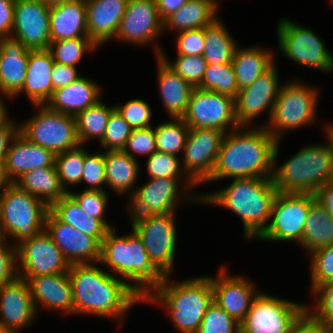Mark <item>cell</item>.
<instances>
[{
  "instance_id": "1",
  "label": "cell",
  "mask_w": 333,
  "mask_h": 333,
  "mask_svg": "<svg viewBox=\"0 0 333 333\" xmlns=\"http://www.w3.org/2000/svg\"><path fill=\"white\" fill-rule=\"evenodd\" d=\"M100 267L99 263L70 266L73 315L115 318L121 330L125 315L131 307L144 303V298L123 279Z\"/></svg>"
},
{
  "instance_id": "2",
  "label": "cell",
  "mask_w": 333,
  "mask_h": 333,
  "mask_svg": "<svg viewBox=\"0 0 333 333\" xmlns=\"http://www.w3.org/2000/svg\"><path fill=\"white\" fill-rule=\"evenodd\" d=\"M255 125L225 134L215 168L204 184L228 178H272L277 141L264 126Z\"/></svg>"
},
{
  "instance_id": "3",
  "label": "cell",
  "mask_w": 333,
  "mask_h": 333,
  "mask_svg": "<svg viewBox=\"0 0 333 333\" xmlns=\"http://www.w3.org/2000/svg\"><path fill=\"white\" fill-rule=\"evenodd\" d=\"M277 193L272 178H232L227 187L200 193V203L235 213L243 223L245 240H256L269 223Z\"/></svg>"
},
{
  "instance_id": "4",
  "label": "cell",
  "mask_w": 333,
  "mask_h": 333,
  "mask_svg": "<svg viewBox=\"0 0 333 333\" xmlns=\"http://www.w3.org/2000/svg\"><path fill=\"white\" fill-rule=\"evenodd\" d=\"M175 281L171 276H165L144 298V303L165 309L179 333H196L213 302L210 275Z\"/></svg>"
},
{
  "instance_id": "5",
  "label": "cell",
  "mask_w": 333,
  "mask_h": 333,
  "mask_svg": "<svg viewBox=\"0 0 333 333\" xmlns=\"http://www.w3.org/2000/svg\"><path fill=\"white\" fill-rule=\"evenodd\" d=\"M114 229H109L101 242L98 263L145 298L165 276L154 266L141 238L133 229L121 236Z\"/></svg>"
},
{
  "instance_id": "6",
  "label": "cell",
  "mask_w": 333,
  "mask_h": 333,
  "mask_svg": "<svg viewBox=\"0 0 333 333\" xmlns=\"http://www.w3.org/2000/svg\"><path fill=\"white\" fill-rule=\"evenodd\" d=\"M281 141L274 150L272 180L277 192L315 194L333 180V148L327 142L304 145L282 164L277 163ZM279 164V165H278Z\"/></svg>"
},
{
  "instance_id": "7",
  "label": "cell",
  "mask_w": 333,
  "mask_h": 333,
  "mask_svg": "<svg viewBox=\"0 0 333 333\" xmlns=\"http://www.w3.org/2000/svg\"><path fill=\"white\" fill-rule=\"evenodd\" d=\"M291 81L280 86L268 123L259 125L264 126L276 141H282L290 130L313 126L318 120L319 88L304 84L300 79Z\"/></svg>"
},
{
  "instance_id": "8",
  "label": "cell",
  "mask_w": 333,
  "mask_h": 333,
  "mask_svg": "<svg viewBox=\"0 0 333 333\" xmlns=\"http://www.w3.org/2000/svg\"><path fill=\"white\" fill-rule=\"evenodd\" d=\"M48 211L42 200L12 183L0 195V237L17 246L36 236L45 230Z\"/></svg>"
},
{
  "instance_id": "9",
  "label": "cell",
  "mask_w": 333,
  "mask_h": 333,
  "mask_svg": "<svg viewBox=\"0 0 333 333\" xmlns=\"http://www.w3.org/2000/svg\"><path fill=\"white\" fill-rule=\"evenodd\" d=\"M195 186L190 179L150 178L144 184H138L128 198L129 203L126 205L128 217L177 212L182 201L186 204L187 202L201 204L200 194L196 192L191 194Z\"/></svg>"
},
{
  "instance_id": "10",
  "label": "cell",
  "mask_w": 333,
  "mask_h": 333,
  "mask_svg": "<svg viewBox=\"0 0 333 333\" xmlns=\"http://www.w3.org/2000/svg\"><path fill=\"white\" fill-rule=\"evenodd\" d=\"M278 50L290 61L321 72L333 71V54L309 27L282 18L277 25Z\"/></svg>"
},
{
  "instance_id": "11",
  "label": "cell",
  "mask_w": 333,
  "mask_h": 333,
  "mask_svg": "<svg viewBox=\"0 0 333 333\" xmlns=\"http://www.w3.org/2000/svg\"><path fill=\"white\" fill-rule=\"evenodd\" d=\"M176 214L129 217L131 229L139 235L150 260L164 276L173 273L178 245Z\"/></svg>"
},
{
  "instance_id": "12",
  "label": "cell",
  "mask_w": 333,
  "mask_h": 333,
  "mask_svg": "<svg viewBox=\"0 0 333 333\" xmlns=\"http://www.w3.org/2000/svg\"><path fill=\"white\" fill-rule=\"evenodd\" d=\"M37 108L30 119L19 123V132L29 141L55 155L80 145L75 116L49 109L46 105H32Z\"/></svg>"
},
{
  "instance_id": "13",
  "label": "cell",
  "mask_w": 333,
  "mask_h": 333,
  "mask_svg": "<svg viewBox=\"0 0 333 333\" xmlns=\"http://www.w3.org/2000/svg\"><path fill=\"white\" fill-rule=\"evenodd\" d=\"M306 313V304L259 291L240 322V333H290Z\"/></svg>"
},
{
  "instance_id": "14",
  "label": "cell",
  "mask_w": 333,
  "mask_h": 333,
  "mask_svg": "<svg viewBox=\"0 0 333 333\" xmlns=\"http://www.w3.org/2000/svg\"><path fill=\"white\" fill-rule=\"evenodd\" d=\"M316 199V195L311 193L278 192L269 223L256 240L276 243L291 241L300 245L310 206Z\"/></svg>"
},
{
  "instance_id": "15",
  "label": "cell",
  "mask_w": 333,
  "mask_h": 333,
  "mask_svg": "<svg viewBox=\"0 0 333 333\" xmlns=\"http://www.w3.org/2000/svg\"><path fill=\"white\" fill-rule=\"evenodd\" d=\"M163 33L164 21L159 16L155 0H128L114 39L139 47L152 43L157 57L163 49L156 39Z\"/></svg>"
},
{
  "instance_id": "16",
  "label": "cell",
  "mask_w": 333,
  "mask_h": 333,
  "mask_svg": "<svg viewBox=\"0 0 333 333\" xmlns=\"http://www.w3.org/2000/svg\"><path fill=\"white\" fill-rule=\"evenodd\" d=\"M182 119L190 129L214 128L227 133L240 127L234 98L200 88L192 90Z\"/></svg>"
},
{
  "instance_id": "17",
  "label": "cell",
  "mask_w": 333,
  "mask_h": 333,
  "mask_svg": "<svg viewBox=\"0 0 333 333\" xmlns=\"http://www.w3.org/2000/svg\"><path fill=\"white\" fill-rule=\"evenodd\" d=\"M17 272L24 280L30 277L68 272L70 264L44 230L16 246Z\"/></svg>"
},
{
  "instance_id": "18",
  "label": "cell",
  "mask_w": 333,
  "mask_h": 333,
  "mask_svg": "<svg viewBox=\"0 0 333 333\" xmlns=\"http://www.w3.org/2000/svg\"><path fill=\"white\" fill-rule=\"evenodd\" d=\"M225 132L214 128L190 129L182 153V169L197 186L211 177Z\"/></svg>"
},
{
  "instance_id": "19",
  "label": "cell",
  "mask_w": 333,
  "mask_h": 333,
  "mask_svg": "<svg viewBox=\"0 0 333 333\" xmlns=\"http://www.w3.org/2000/svg\"><path fill=\"white\" fill-rule=\"evenodd\" d=\"M278 68L275 63L252 84L238 91L235 116L239 126L252 127L255 119L265 112H268L269 121L281 86Z\"/></svg>"
},
{
  "instance_id": "20",
  "label": "cell",
  "mask_w": 333,
  "mask_h": 333,
  "mask_svg": "<svg viewBox=\"0 0 333 333\" xmlns=\"http://www.w3.org/2000/svg\"><path fill=\"white\" fill-rule=\"evenodd\" d=\"M49 9L42 0H16L11 37L29 50L48 49L51 42Z\"/></svg>"
},
{
  "instance_id": "21",
  "label": "cell",
  "mask_w": 333,
  "mask_h": 333,
  "mask_svg": "<svg viewBox=\"0 0 333 333\" xmlns=\"http://www.w3.org/2000/svg\"><path fill=\"white\" fill-rule=\"evenodd\" d=\"M45 231L70 265L99 262L101 244L94 237L60 221L50 210L45 218Z\"/></svg>"
},
{
  "instance_id": "22",
  "label": "cell",
  "mask_w": 333,
  "mask_h": 333,
  "mask_svg": "<svg viewBox=\"0 0 333 333\" xmlns=\"http://www.w3.org/2000/svg\"><path fill=\"white\" fill-rule=\"evenodd\" d=\"M218 276H211L213 301L231 317L241 322L250 309L253 298L260 290L248 277L230 274L226 265H221Z\"/></svg>"
},
{
  "instance_id": "23",
  "label": "cell",
  "mask_w": 333,
  "mask_h": 333,
  "mask_svg": "<svg viewBox=\"0 0 333 333\" xmlns=\"http://www.w3.org/2000/svg\"><path fill=\"white\" fill-rule=\"evenodd\" d=\"M28 282L17 276L0 287V327L23 333L38 318ZM22 331V332H21Z\"/></svg>"
},
{
  "instance_id": "24",
  "label": "cell",
  "mask_w": 333,
  "mask_h": 333,
  "mask_svg": "<svg viewBox=\"0 0 333 333\" xmlns=\"http://www.w3.org/2000/svg\"><path fill=\"white\" fill-rule=\"evenodd\" d=\"M27 282L37 313L45 308L73 315V293L68 272L34 276Z\"/></svg>"
},
{
  "instance_id": "25",
  "label": "cell",
  "mask_w": 333,
  "mask_h": 333,
  "mask_svg": "<svg viewBox=\"0 0 333 333\" xmlns=\"http://www.w3.org/2000/svg\"><path fill=\"white\" fill-rule=\"evenodd\" d=\"M128 0H85L88 37L98 46L114 40Z\"/></svg>"
},
{
  "instance_id": "26",
  "label": "cell",
  "mask_w": 333,
  "mask_h": 333,
  "mask_svg": "<svg viewBox=\"0 0 333 333\" xmlns=\"http://www.w3.org/2000/svg\"><path fill=\"white\" fill-rule=\"evenodd\" d=\"M29 51L18 39L0 37V96L12 99L22 89Z\"/></svg>"
},
{
  "instance_id": "27",
  "label": "cell",
  "mask_w": 333,
  "mask_h": 333,
  "mask_svg": "<svg viewBox=\"0 0 333 333\" xmlns=\"http://www.w3.org/2000/svg\"><path fill=\"white\" fill-rule=\"evenodd\" d=\"M55 156L52 151L29 141L18 131L4 160L7 176L14 183L27 172L40 167L55 166Z\"/></svg>"
},
{
  "instance_id": "28",
  "label": "cell",
  "mask_w": 333,
  "mask_h": 333,
  "mask_svg": "<svg viewBox=\"0 0 333 333\" xmlns=\"http://www.w3.org/2000/svg\"><path fill=\"white\" fill-rule=\"evenodd\" d=\"M53 64L54 60L48 49L30 50L24 84L11 102L26 94L33 105H45L54 91L51 83Z\"/></svg>"
},
{
  "instance_id": "29",
  "label": "cell",
  "mask_w": 333,
  "mask_h": 333,
  "mask_svg": "<svg viewBox=\"0 0 333 333\" xmlns=\"http://www.w3.org/2000/svg\"><path fill=\"white\" fill-rule=\"evenodd\" d=\"M101 90L96 81L82 76L68 86L54 90L45 105L53 111L76 116L102 99Z\"/></svg>"
},
{
  "instance_id": "30",
  "label": "cell",
  "mask_w": 333,
  "mask_h": 333,
  "mask_svg": "<svg viewBox=\"0 0 333 333\" xmlns=\"http://www.w3.org/2000/svg\"><path fill=\"white\" fill-rule=\"evenodd\" d=\"M85 0H68L50 6L51 42L62 39L88 37Z\"/></svg>"
},
{
  "instance_id": "31",
  "label": "cell",
  "mask_w": 333,
  "mask_h": 333,
  "mask_svg": "<svg viewBox=\"0 0 333 333\" xmlns=\"http://www.w3.org/2000/svg\"><path fill=\"white\" fill-rule=\"evenodd\" d=\"M155 58L158 87L164 109L169 118H182L194 88L168 67L159 56Z\"/></svg>"
},
{
  "instance_id": "32",
  "label": "cell",
  "mask_w": 333,
  "mask_h": 333,
  "mask_svg": "<svg viewBox=\"0 0 333 333\" xmlns=\"http://www.w3.org/2000/svg\"><path fill=\"white\" fill-rule=\"evenodd\" d=\"M250 46H237L231 61L239 90L252 84L276 63L273 49L260 45Z\"/></svg>"
},
{
  "instance_id": "33",
  "label": "cell",
  "mask_w": 333,
  "mask_h": 333,
  "mask_svg": "<svg viewBox=\"0 0 333 333\" xmlns=\"http://www.w3.org/2000/svg\"><path fill=\"white\" fill-rule=\"evenodd\" d=\"M220 4L219 0H188L164 20V33L172 30V34L174 31L178 34L206 27L219 17Z\"/></svg>"
},
{
  "instance_id": "34",
  "label": "cell",
  "mask_w": 333,
  "mask_h": 333,
  "mask_svg": "<svg viewBox=\"0 0 333 333\" xmlns=\"http://www.w3.org/2000/svg\"><path fill=\"white\" fill-rule=\"evenodd\" d=\"M140 164L122 150L105 151L106 187L108 186L117 196L127 194L130 197L141 173Z\"/></svg>"
},
{
  "instance_id": "35",
  "label": "cell",
  "mask_w": 333,
  "mask_h": 333,
  "mask_svg": "<svg viewBox=\"0 0 333 333\" xmlns=\"http://www.w3.org/2000/svg\"><path fill=\"white\" fill-rule=\"evenodd\" d=\"M14 184L42 200L48 207L66 194L61 186L56 166L40 167L27 172Z\"/></svg>"
},
{
  "instance_id": "36",
  "label": "cell",
  "mask_w": 333,
  "mask_h": 333,
  "mask_svg": "<svg viewBox=\"0 0 333 333\" xmlns=\"http://www.w3.org/2000/svg\"><path fill=\"white\" fill-rule=\"evenodd\" d=\"M49 210L60 221L73 226L87 236L94 237L100 244L109 230L100 220L88 216L69 193L54 202Z\"/></svg>"
},
{
  "instance_id": "37",
  "label": "cell",
  "mask_w": 333,
  "mask_h": 333,
  "mask_svg": "<svg viewBox=\"0 0 333 333\" xmlns=\"http://www.w3.org/2000/svg\"><path fill=\"white\" fill-rule=\"evenodd\" d=\"M333 243V219L316 199L310 206L300 246L309 254Z\"/></svg>"
},
{
  "instance_id": "38",
  "label": "cell",
  "mask_w": 333,
  "mask_h": 333,
  "mask_svg": "<svg viewBox=\"0 0 333 333\" xmlns=\"http://www.w3.org/2000/svg\"><path fill=\"white\" fill-rule=\"evenodd\" d=\"M220 19L217 17L204 27L205 46L202 56L207 64L231 63L238 46L237 40H234Z\"/></svg>"
},
{
  "instance_id": "39",
  "label": "cell",
  "mask_w": 333,
  "mask_h": 333,
  "mask_svg": "<svg viewBox=\"0 0 333 333\" xmlns=\"http://www.w3.org/2000/svg\"><path fill=\"white\" fill-rule=\"evenodd\" d=\"M114 109V105L108 106L101 99L75 116L80 145L87 144L96 138L99 142L102 140L108 119Z\"/></svg>"
},
{
  "instance_id": "40",
  "label": "cell",
  "mask_w": 333,
  "mask_h": 333,
  "mask_svg": "<svg viewBox=\"0 0 333 333\" xmlns=\"http://www.w3.org/2000/svg\"><path fill=\"white\" fill-rule=\"evenodd\" d=\"M154 127L156 149L178 156L184 151L190 128L182 118H171Z\"/></svg>"
},
{
  "instance_id": "41",
  "label": "cell",
  "mask_w": 333,
  "mask_h": 333,
  "mask_svg": "<svg viewBox=\"0 0 333 333\" xmlns=\"http://www.w3.org/2000/svg\"><path fill=\"white\" fill-rule=\"evenodd\" d=\"M84 160L85 147L83 145L55 156V166L59 180L66 193H69V187L81 184Z\"/></svg>"
},
{
  "instance_id": "42",
  "label": "cell",
  "mask_w": 333,
  "mask_h": 333,
  "mask_svg": "<svg viewBox=\"0 0 333 333\" xmlns=\"http://www.w3.org/2000/svg\"><path fill=\"white\" fill-rule=\"evenodd\" d=\"M98 48L89 37H78L50 42L48 50L55 63L77 67L86 52Z\"/></svg>"
},
{
  "instance_id": "43",
  "label": "cell",
  "mask_w": 333,
  "mask_h": 333,
  "mask_svg": "<svg viewBox=\"0 0 333 333\" xmlns=\"http://www.w3.org/2000/svg\"><path fill=\"white\" fill-rule=\"evenodd\" d=\"M198 88L225 94L235 99L239 89L232 64H207Z\"/></svg>"
},
{
  "instance_id": "44",
  "label": "cell",
  "mask_w": 333,
  "mask_h": 333,
  "mask_svg": "<svg viewBox=\"0 0 333 333\" xmlns=\"http://www.w3.org/2000/svg\"><path fill=\"white\" fill-rule=\"evenodd\" d=\"M165 55L166 54L162 50L159 57L181 78H183L193 88H198L201 85L207 65V62L202 55H177L174 61L169 60L167 55Z\"/></svg>"
},
{
  "instance_id": "45",
  "label": "cell",
  "mask_w": 333,
  "mask_h": 333,
  "mask_svg": "<svg viewBox=\"0 0 333 333\" xmlns=\"http://www.w3.org/2000/svg\"><path fill=\"white\" fill-rule=\"evenodd\" d=\"M314 304L306 305V313L316 322L333 330V280L318 286L311 293Z\"/></svg>"
},
{
  "instance_id": "46",
  "label": "cell",
  "mask_w": 333,
  "mask_h": 333,
  "mask_svg": "<svg viewBox=\"0 0 333 333\" xmlns=\"http://www.w3.org/2000/svg\"><path fill=\"white\" fill-rule=\"evenodd\" d=\"M109 191L81 190L80 192L69 191L82 210L90 217L100 220L108 229L114 228L105 220L109 206Z\"/></svg>"
},
{
  "instance_id": "47",
  "label": "cell",
  "mask_w": 333,
  "mask_h": 333,
  "mask_svg": "<svg viewBox=\"0 0 333 333\" xmlns=\"http://www.w3.org/2000/svg\"><path fill=\"white\" fill-rule=\"evenodd\" d=\"M146 171L149 178H183L189 179L184 173L179 156L155 151L145 158Z\"/></svg>"
},
{
  "instance_id": "48",
  "label": "cell",
  "mask_w": 333,
  "mask_h": 333,
  "mask_svg": "<svg viewBox=\"0 0 333 333\" xmlns=\"http://www.w3.org/2000/svg\"><path fill=\"white\" fill-rule=\"evenodd\" d=\"M196 333H240V322L213 301Z\"/></svg>"
},
{
  "instance_id": "49",
  "label": "cell",
  "mask_w": 333,
  "mask_h": 333,
  "mask_svg": "<svg viewBox=\"0 0 333 333\" xmlns=\"http://www.w3.org/2000/svg\"><path fill=\"white\" fill-rule=\"evenodd\" d=\"M132 127L123 119V117L114 109L108 119L104 136L99 142L103 151L122 150L132 133Z\"/></svg>"
},
{
  "instance_id": "50",
  "label": "cell",
  "mask_w": 333,
  "mask_h": 333,
  "mask_svg": "<svg viewBox=\"0 0 333 333\" xmlns=\"http://www.w3.org/2000/svg\"><path fill=\"white\" fill-rule=\"evenodd\" d=\"M310 292L333 280V243L310 253Z\"/></svg>"
},
{
  "instance_id": "51",
  "label": "cell",
  "mask_w": 333,
  "mask_h": 333,
  "mask_svg": "<svg viewBox=\"0 0 333 333\" xmlns=\"http://www.w3.org/2000/svg\"><path fill=\"white\" fill-rule=\"evenodd\" d=\"M82 182L88 186L84 190H103L107 191L103 185H106L105 176V151L90 153L85 148V160L83 166Z\"/></svg>"
},
{
  "instance_id": "52",
  "label": "cell",
  "mask_w": 333,
  "mask_h": 333,
  "mask_svg": "<svg viewBox=\"0 0 333 333\" xmlns=\"http://www.w3.org/2000/svg\"><path fill=\"white\" fill-rule=\"evenodd\" d=\"M115 109L132 129L147 128L152 124V109L145 100L133 98L126 103L114 104ZM151 120V121H150Z\"/></svg>"
},
{
  "instance_id": "53",
  "label": "cell",
  "mask_w": 333,
  "mask_h": 333,
  "mask_svg": "<svg viewBox=\"0 0 333 333\" xmlns=\"http://www.w3.org/2000/svg\"><path fill=\"white\" fill-rule=\"evenodd\" d=\"M122 151L129 154L134 160H139L136 155L151 156L157 151L155 132L152 126L133 129Z\"/></svg>"
},
{
  "instance_id": "54",
  "label": "cell",
  "mask_w": 333,
  "mask_h": 333,
  "mask_svg": "<svg viewBox=\"0 0 333 333\" xmlns=\"http://www.w3.org/2000/svg\"><path fill=\"white\" fill-rule=\"evenodd\" d=\"M17 276L16 246L0 237V287L12 282Z\"/></svg>"
},
{
  "instance_id": "55",
  "label": "cell",
  "mask_w": 333,
  "mask_h": 333,
  "mask_svg": "<svg viewBox=\"0 0 333 333\" xmlns=\"http://www.w3.org/2000/svg\"><path fill=\"white\" fill-rule=\"evenodd\" d=\"M176 35L177 55H202L205 46L204 28L186 30Z\"/></svg>"
},
{
  "instance_id": "56",
  "label": "cell",
  "mask_w": 333,
  "mask_h": 333,
  "mask_svg": "<svg viewBox=\"0 0 333 333\" xmlns=\"http://www.w3.org/2000/svg\"><path fill=\"white\" fill-rule=\"evenodd\" d=\"M82 76L83 75H80V73L78 74L77 67L67 66L54 62L51 72V83L53 90L68 86Z\"/></svg>"
},
{
  "instance_id": "57",
  "label": "cell",
  "mask_w": 333,
  "mask_h": 333,
  "mask_svg": "<svg viewBox=\"0 0 333 333\" xmlns=\"http://www.w3.org/2000/svg\"><path fill=\"white\" fill-rule=\"evenodd\" d=\"M16 0H0V37H10Z\"/></svg>"
},
{
  "instance_id": "58",
  "label": "cell",
  "mask_w": 333,
  "mask_h": 333,
  "mask_svg": "<svg viewBox=\"0 0 333 333\" xmlns=\"http://www.w3.org/2000/svg\"><path fill=\"white\" fill-rule=\"evenodd\" d=\"M15 120L11 117L0 128V162H4L9 145L19 131V124Z\"/></svg>"
},
{
  "instance_id": "59",
  "label": "cell",
  "mask_w": 333,
  "mask_h": 333,
  "mask_svg": "<svg viewBox=\"0 0 333 333\" xmlns=\"http://www.w3.org/2000/svg\"><path fill=\"white\" fill-rule=\"evenodd\" d=\"M290 333H333V330L314 321L305 313L292 327Z\"/></svg>"
},
{
  "instance_id": "60",
  "label": "cell",
  "mask_w": 333,
  "mask_h": 333,
  "mask_svg": "<svg viewBox=\"0 0 333 333\" xmlns=\"http://www.w3.org/2000/svg\"><path fill=\"white\" fill-rule=\"evenodd\" d=\"M317 200L325 207L333 219V180L323 185L316 193Z\"/></svg>"
},
{
  "instance_id": "61",
  "label": "cell",
  "mask_w": 333,
  "mask_h": 333,
  "mask_svg": "<svg viewBox=\"0 0 333 333\" xmlns=\"http://www.w3.org/2000/svg\"><path fill=\"white\" fill-rule=\"evenodd\" d=\"M160 18L164 21L173 12H176L188 0H155Z\"/></svg>"
},
{
  "instance_id": "62",
  "label": "cell",
  "mask_w": 333,
  "mask_h": 333,
  "mask_svg": "<svg viewBox=\"0 0 333 333\" xmlns=\"http://www.w3.org/2000/svg\"><path fill=\"white\" fill-rule=\"evenodd\" d=\"M12 184L6 173L4 162H0V195Z\"/></svg>"
},
{
  "instance_id": "63",
  "label": "cell",
  "mask_w": 333,
  "mask_h": 333,
  "mask_svg": "<svg viewBox=\"0 0 333 333\" xmlns=\"http://www.w3.org/2000/svg\"><path fill=\"white\" fill-rule=\"evenodd\" d=\"M3 97L5 96H0V128L11 118L8 114L9 112H7L8 108L6 106L8 105L4 102L6 100L11 101V99L5 97V100H3Z\"/></svg>"
},
{
  "instance_id": "64",
  "label": "cell",
  "mask_w": 333,
  "mask_h": 333,
  "mask_svg": "<svg viewBox=\"0 0 333 333\" xmlns=\"http://www.w3.org/2000/svg\"><path fill=\"white\" fill-rule=\"evenodd\" d=\"M323 132L325 133V135H326L325 137L328 138V140L330 141L332 148H333V123L325 124Z\"/></svg>"
},
{
  "instance_id": "65",
  "label": "cell",
  "mask_w": 333,
  "mask_h": 333,
  "mask_svg": "<svg viewBox=\"0 0 333 333\" xmlns=\"http://www.w3.org/2000/svg\"><path fill=\"white\" fill-rule=\"evenodd\" d=\"M42 1L45 2L46 4H48L49 6H52V5H56L59 3H63L68 0H42Z\"/></svg>"
},
{
  "instance_id": "66",
  "label": "cell",
  "mask_w": 333,
  "mask_h": 333,
  "mask_svg": "<svg viewBox=\"0 0 333 333\" xmlns=\"http://www.w3.org/2000/svg\"><path fill=\"white\" fill-rule=\"evenodd\" d=\"M0 333H16V332H14V331H10V330H6V329H2V328L0 327Z\"/></svg>"
}]
</instances>
